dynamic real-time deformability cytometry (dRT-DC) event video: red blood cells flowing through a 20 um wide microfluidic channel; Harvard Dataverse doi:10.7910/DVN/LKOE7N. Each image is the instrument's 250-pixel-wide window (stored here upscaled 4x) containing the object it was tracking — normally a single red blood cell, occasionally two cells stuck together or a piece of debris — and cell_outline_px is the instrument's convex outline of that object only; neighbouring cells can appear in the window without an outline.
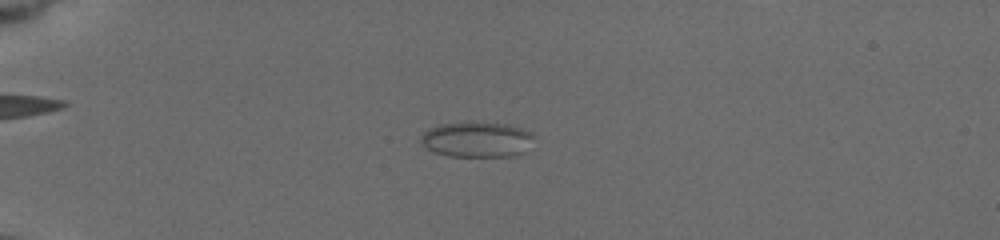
{"species": "common noctule bat (a hibernating species)", "species_latin": "Nyctalus noctula", "temperature_condition": "cold", "stored_images_in_passage": 20, "camera_frame_rate_fps": 3000, "um_per_image_px": 0.085, "animal": {"sex": "female", "body_mass_g": 19.5, "forearm_length_mm": 54.1}, "frame": {"image": 1, "passage_image": 14, "time_ms": 3.667, "image_size_px": [1000, 240], "cell_outline_px": [[532, 136], [524, 152], [516, 156], [448, 156], [436, 152], [428, 148], [424, 144], [424, 132], [428, 128], [440, 124], [504, 124], [520, 128], [528, 132]], "centroid_in_image_um": [40.53, 11.89], "position_along_channel_um": 44.5, "area_um2": 22.14}}